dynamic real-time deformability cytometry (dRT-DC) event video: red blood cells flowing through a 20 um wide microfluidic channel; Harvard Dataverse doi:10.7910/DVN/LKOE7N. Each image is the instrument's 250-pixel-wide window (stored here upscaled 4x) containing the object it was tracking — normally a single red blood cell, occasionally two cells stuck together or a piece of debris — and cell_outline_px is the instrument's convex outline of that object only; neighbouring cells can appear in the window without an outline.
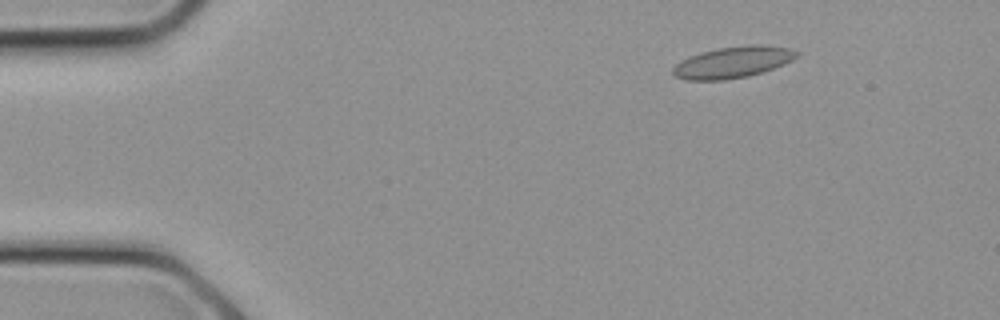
{"species": "common noctule bat (a hibernating species)", "species_latin": "Nyctalus noctula", "temperature_condition": "cold", "stored_images_in_passage": 8, "camera_frame_rate_fps": 3000, "um_per_image_px": 0.085, "animal": {"sex": "female", "body_mass_g": 21.9}, "frame": {"image": 1, "passage_image": 4, "time_ms": 1.0, "image_size_px": [1000, 320], "cell_outline_px": [[800, 56], [784, 64], [748, 76], [724, 80], [684, 80], [676, 76], [672, 72], [672, 68], [680, 60], [700, 52], [716, 48], [752, 44], [764, 44], [792, 48], [800, 52]], "centroid_in_image_um": [62.31, 5.27], "position_along_channel_um": 22.7, "area_um2": 22.89}}
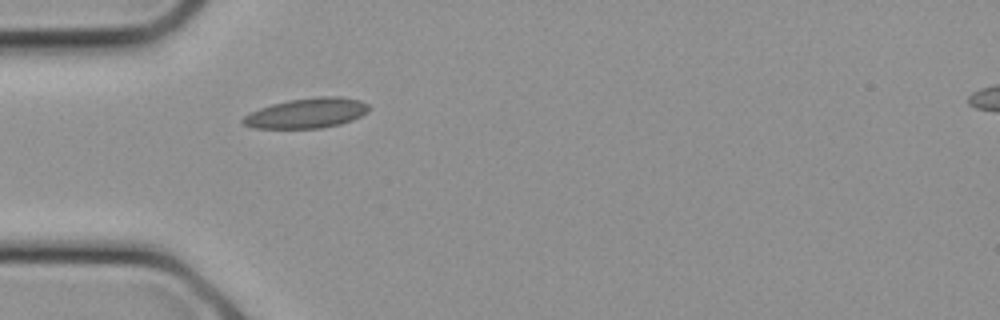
{"frame": {"image": 2, "passage_image": 8, "time_ms": 2.333, "image_size_px": [1000, 320], "cell_outline_px": [[368, 112], [352, 120], [340, 124], [320, 128], [252, 128], [244, 124], [240, 120], [244, 116], [260, 108], [272, 104], [288, 100], [320, 96], [340, 96], [360, 100], [368, 104]], "centroid_in_image_um": [26.08, 9.61], "position_along_channel_um": 58.9, "area_um2": 21.96}}